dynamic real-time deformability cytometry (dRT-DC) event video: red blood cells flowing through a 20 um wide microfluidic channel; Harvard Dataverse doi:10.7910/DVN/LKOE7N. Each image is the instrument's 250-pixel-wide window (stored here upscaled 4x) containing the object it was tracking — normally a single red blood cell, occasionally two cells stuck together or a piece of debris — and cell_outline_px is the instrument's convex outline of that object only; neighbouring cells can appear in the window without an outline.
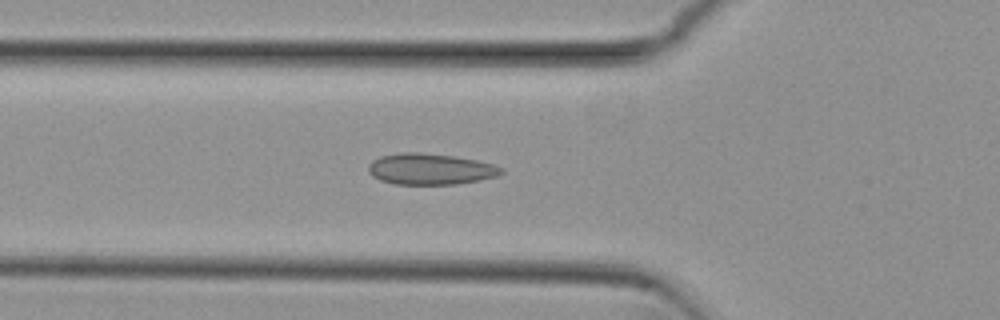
{"species": "common noctule bat (a hibernating species)", "species_latin": "Nyctalus noctula", "temperature_condition": "cold", "stored_images_in_passage": 40, "camera_frame_rate_fps": 3000, "um_per_image_px": 0.085, "animal": {"sex": "female", "body_mass_g": 29.2, "forearm_length_mm": 56.3}, "frame": {"image": 1, "passage_image": 13, "time_ms": 4.0, "image_size_px": [1000, 320], "cell_outline_px": [[504, 172], [496, 176], [480, 180], [456, 184], [396, 184], [380, 180], [372, 176], [368, 172], [368, 164], [372, 160], [380, 156], [400, 152], [420, 152], [452, 156], [476, 160], [492, 164], [504, 168]], "centroid_in_image_um": [36.55, 14.37], "position_along_channel_um": 89.2, "area_um2": 24.16}}
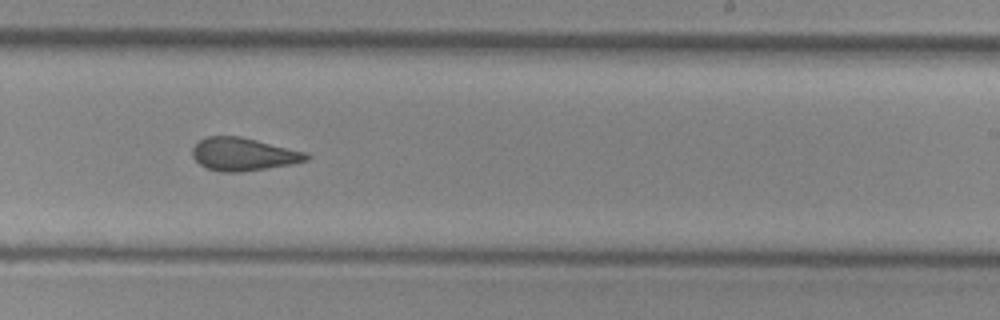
{"frame": {"image": 2, "passage_image": 27, "time_ms": 8.667, "image_size_px": [1000, 320], "cell_outline_px": [[312, 156], [308, 160], [292, 164], [240, 172], [220, 172], [208, 168], [200, 164], [192, 156], [192, 148], [200, 140], [208, 136], [240, 136], [308, 152]], "centroid_in_image_um": [20.72, 13.11], "position_along_channel_um": 268.3, "area_um2": 21.91}}
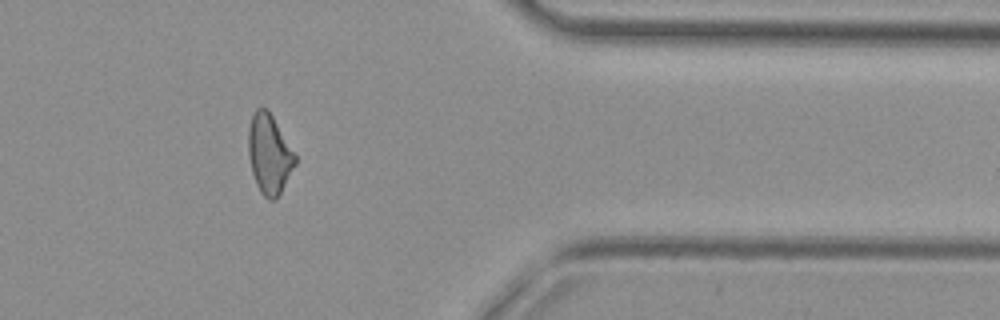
{"frame": {"image": 3, "passage_image": 38, "time_ms": 12.333, "image_size_px": [1000, 320], "cell_outline_px": [[296, 164], [276, 200], [268, 200], [260, 192], [256, 184], [252, 172], [248, 156], [248, 128], [252, 116], [256, 108], [268, 108], [296, 156]], "centroid_in_image_um": [22.87, 13.1], "position_along_channel_um": 388.5, "area_um2": 21.68}, "authors_computed_cell_mechanics": {"area_um2": 22.3975, "velocity_mm_per_s": 3.834, "shape_relaxation_time_tau1_ms": null, "shape_relaxation_time_tau2_ms": 1.8776, "deformation_change_tau1": null, "deformation_change_tau2": 0.0815}}